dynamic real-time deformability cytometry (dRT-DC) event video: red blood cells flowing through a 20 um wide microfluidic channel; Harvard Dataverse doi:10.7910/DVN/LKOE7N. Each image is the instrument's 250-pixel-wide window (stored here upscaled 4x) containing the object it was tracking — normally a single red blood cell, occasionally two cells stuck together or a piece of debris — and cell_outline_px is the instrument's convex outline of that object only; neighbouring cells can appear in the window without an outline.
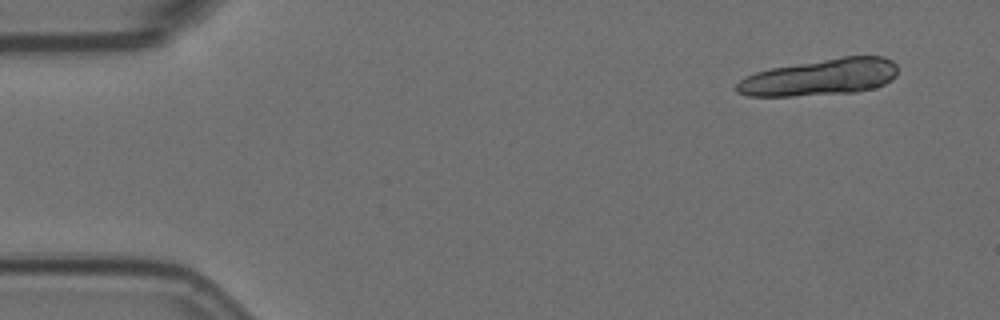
{"species": "Egyptian fruit bat (a non-hibernating species)", "species_latin": "Rousettus aegyptiacus", "temperature_condition": "room temperature", "stored_images_in_passage": 10, "segment_of_instrument_passage": [1, 2], "camera_frame_rate_fps": 3000, "um_per_image_px": 0.085, "animal": {"sex": "female"}, "frame": {"image": 1, "passage_image": 1, "time_ms": 0.0, "image_size_px": [1000, 320], "cell_outline_px": [[896, 76], [892, 80], [876, 88], [856, 92], [792, 96], [748, 96], [736, 92], [736, 84], [744, 76], [756, 72], [772, 68], [844, 56], [884, 56], [892, 60], [896, 64]], "centroid_in_image_um": [69.73, 6.57], "position_along_channel_um": 15.3, "area_um2": 34.39}}